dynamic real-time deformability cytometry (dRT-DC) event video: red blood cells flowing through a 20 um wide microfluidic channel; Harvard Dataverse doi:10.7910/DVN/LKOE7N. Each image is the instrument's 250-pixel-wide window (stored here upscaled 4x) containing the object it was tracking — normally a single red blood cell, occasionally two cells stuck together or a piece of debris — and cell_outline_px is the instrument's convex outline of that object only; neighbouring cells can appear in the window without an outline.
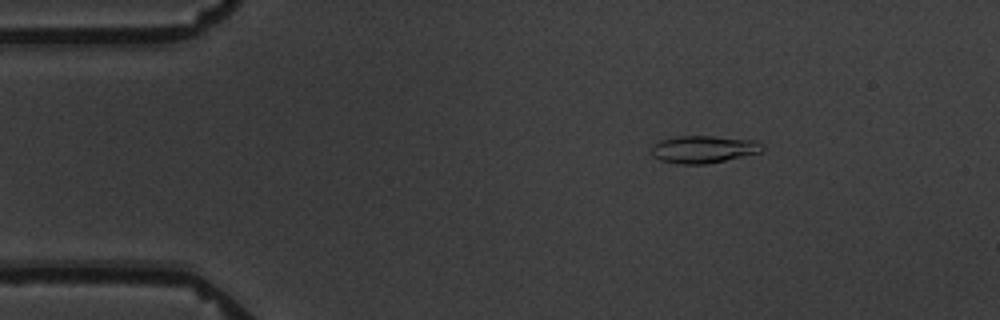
{"species": "common noctule bat (a hibernating species)", "species_latin": "Nyctalus noctula", "temperature_condition": "warm", "stored_images_in_passage": 5, "camera_frame_rate_fps": 3000, "um_per_image_px": 0.085, "animal": {"sex": "male", "body_mass_g": 19.5, "forearm_length_mm": 54.6}, "frame": {"image": 1, "passage_image": 3, "time_ms": 2.333, "image_size_px": [1000, 320], "cell_outline_px": [[764, 148], [760, 152], [724, 160], [704, 164], [680, 164], [660, 160], [652, 156], [652, 144], [660, 140], [676, 136], [712, 136], [756, 140], [764, 144]], "centroid_in_image_um": [59.78, 12.68], "position_along_channel_um": 25.2, "area_um2": 17.69}}